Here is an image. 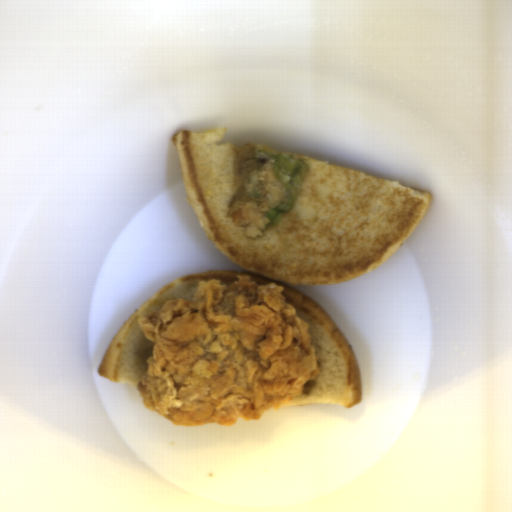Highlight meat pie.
Segmentation results:
<instances>
[{"label": "meat pie", "instance_id": "obj_1", "mask_svg": "<svg viewBox=\"0 0 512 512\" xmlns=\"http://www.w3.org/2000/svg\"><path fill=\"white\" fill-rule=\"evenodd\" d=\"M284 286L201 280L192 299H173L137 318L154 342L137 389L147 410L173 426L258 421L299 398L321 371L310 324Z\"/></svg>", "mask_w": 512, "mask_h": 512}, {"label": "meat pie", "instance_id": "obj_2", "mask_svg": "<svg viewBox=\"0 0 512 512\" xmlns=\"http://www.w3.org/2000/svg\"><path fill=\"white\" fill-rule=\"evenodd\" d=\"M274 159H270L264 169L265 173V202L256 204L253 200L246 203L243 209L235 211L230 216L236 226L245 225V236L259 237L270 220L266 212L276 208L287 194V187L277 178L274 172Z\"/></svg>", "mask_w": 512, "mask_h": 512}]
</instances>
